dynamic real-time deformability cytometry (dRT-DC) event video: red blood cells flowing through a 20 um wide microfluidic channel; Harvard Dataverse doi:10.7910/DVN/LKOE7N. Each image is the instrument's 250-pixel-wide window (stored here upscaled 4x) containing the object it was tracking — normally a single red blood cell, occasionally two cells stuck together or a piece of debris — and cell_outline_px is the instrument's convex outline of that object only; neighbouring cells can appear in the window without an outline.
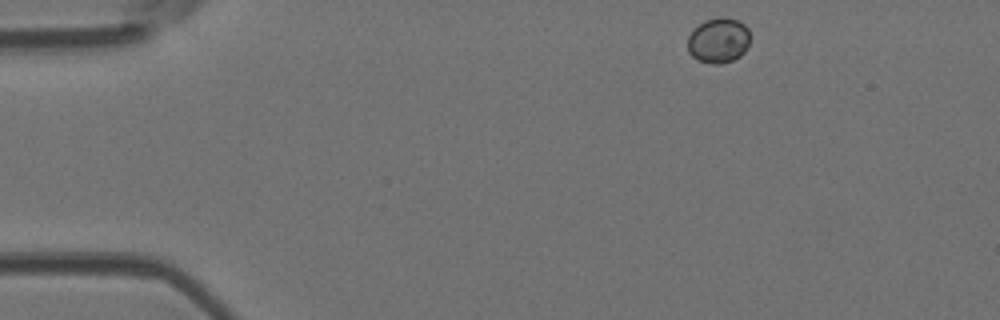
{"species": "Egyptian fruit bat (a non-hibernating species)", "species_latin": "Rousettus aegyptiacus", "temperature_condition": "room temperature", "stored_images_in_passage": 3, "camera_frame_rate_fps": 3000, "um_per_image_px": 0.085, "animal": {"sex": "female"}, "frame": {"image": 1, "passage_image": 1, "time_ms": 0.0, "image_size_px": [1000, 320], "cell_outline_px": [[748, 44], [744, 52], [740, 56], [732, 60], [720, 64], [712, 64], [696, 60], [688, 52], [688, 36], [704, 20], [724, 16], [736, 20], [744, 24], [748, 28]], "centroid_in_image_um": [61.06, 3.44], "position_along_channel_um": 23.9, "area_um2": 16.36}}